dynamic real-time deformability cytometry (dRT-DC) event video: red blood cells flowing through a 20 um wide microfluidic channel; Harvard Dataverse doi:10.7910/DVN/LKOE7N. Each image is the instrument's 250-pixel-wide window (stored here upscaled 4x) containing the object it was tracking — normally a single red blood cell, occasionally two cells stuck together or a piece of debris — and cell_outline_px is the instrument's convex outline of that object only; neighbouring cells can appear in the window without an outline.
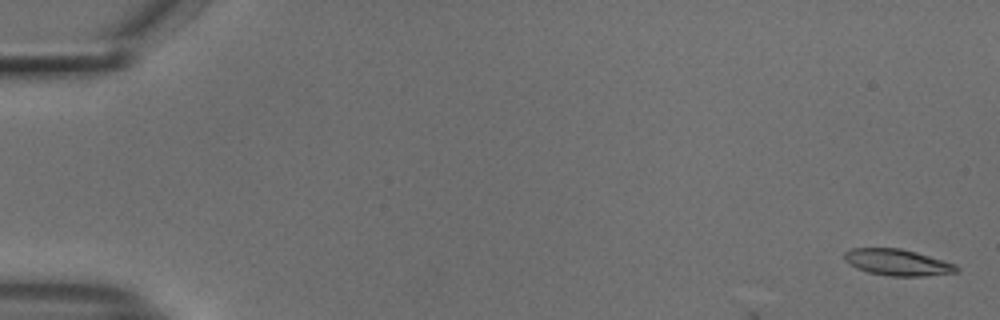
{"species": "common noctule bat (a hibernating species)", "species_latin": "Nyctalus noctula", "temperature_condition": "cold", "stored_images_in_passage": 11, "camera_frame_rate_fps": 3000, "um_per_image_px": 0.085, "animal": {"sex": "male", "body_mass_g": 18.8}, "frame": {"image": 1, "passage_image": 2, "time_ms": 0.333, "image_size_px": [1000, 320], "cell_outline_px": [[960, 268], [956, 272], [924, 276], [892, 276], [868, 272], [856, 268], [848, 264], [844, 260], [844, 252], [852, 248], [900, 248], [916, 252], [956, 264]], "centroid_in_image_um": [76.26, 22.3], "position_along_channel_um": 8.7, "area_um2": 17.22}}